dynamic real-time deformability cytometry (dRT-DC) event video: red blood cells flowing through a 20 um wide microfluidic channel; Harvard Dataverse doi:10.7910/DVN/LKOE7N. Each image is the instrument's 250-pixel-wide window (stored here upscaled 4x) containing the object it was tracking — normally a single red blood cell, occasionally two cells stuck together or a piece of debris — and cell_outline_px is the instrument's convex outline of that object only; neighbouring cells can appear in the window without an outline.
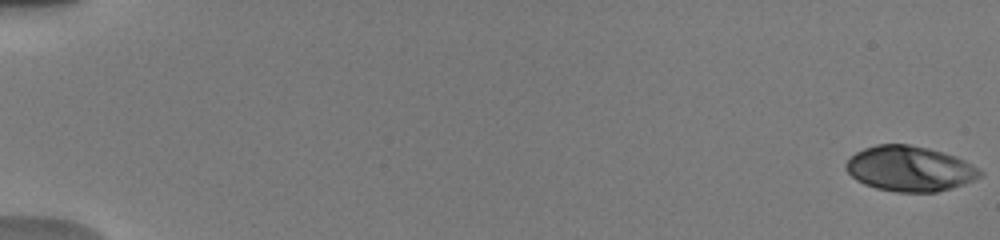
{"species": "human", "species_latin": "Homo sapiens", "temperature_condition": "warm", "stored_images_in_passage": 40, "camera_frame_rate_fps": 3000, "um_per_image_px": 0.085, "donor": {"sex": "male"}, "frame": {"image": 1, "passage_image": 1, "time_ms": 0.0, "image_size_px": [1000, 240], "cell_outline_px": [[984, 172], [980, 176], [964, 184], [952, 188], [936, 192], [896, 192], [876, 188], [864, 184], [856, 180], [844, 168], [844, 164], [856, 152], [864, 148], [876, 144], [908, 144], [928, 148], [956, 156], [964, 160]], "centroid_in_image_um": [77.31, 14.34], "position_along_channel_um": 7.7, "area_um2": 35.32}}